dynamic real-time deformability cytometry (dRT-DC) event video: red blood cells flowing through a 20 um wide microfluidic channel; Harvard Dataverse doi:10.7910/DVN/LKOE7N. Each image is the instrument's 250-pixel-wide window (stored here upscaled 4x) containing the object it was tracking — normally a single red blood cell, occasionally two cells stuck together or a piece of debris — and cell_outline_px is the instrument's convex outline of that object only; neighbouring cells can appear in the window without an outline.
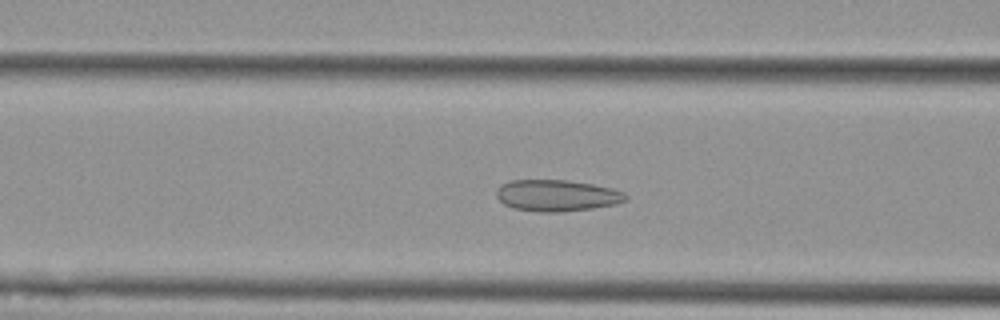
{"species": "Egyptian fruit bat (a non-hibernating species)", "species_latin": "Rousettus aegyptiacus", "temperature_condition": "cold", "stored_images_in_passage": 48, "camera_frame_rate_fps": 3000, "um_per_image_px": 0.085, "animal": {"sex": "female"}, "frame": {"image": 1, "passage_image": 14, "time_ms": 4.333, "image_size_px": [1000, 320], "cell_outline_px": [[628, 200], [616, 204], [592, 208], [560, 212], [536, 212], [512, 208], [504, 204], [496, 196], [496, 192], [500, 184], [512, 180], [568, 180], [592, 184], [612, 188], [624, 192], [628, 196]], "centroid_in_image_um": [47.33, 16.62], "position_along_channel_um": 119.3, "area_um2": 23.87}}
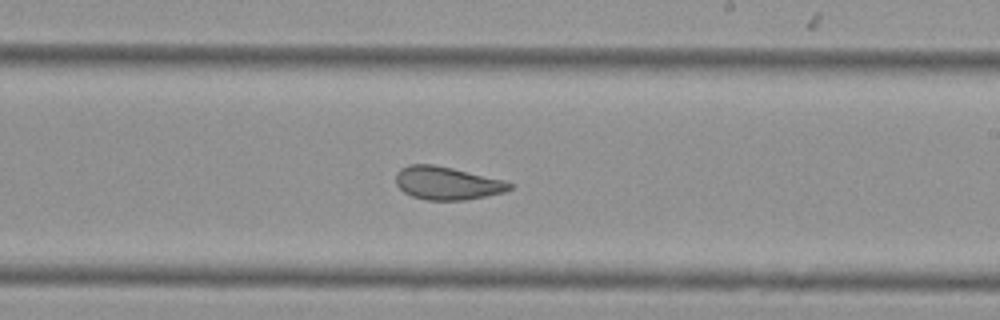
{"frame": {"image": 2, "passage_image": 25, "time_ms": 8.0, "image_size_px": [1000, 320], "cell_outline_px": [[512, 188], [504, 192], [464, 200], [428, 200], [412, 196], [404, 192], [396, 184], [396, 172], [400, 168], [408, 164], [432, 164], [452, 168], [504, 180], [512, 184]], "centroid_in_image_um": [37.97, 15.56], "position_along_channel_um": 251.0, "area_um2": 21.79}}
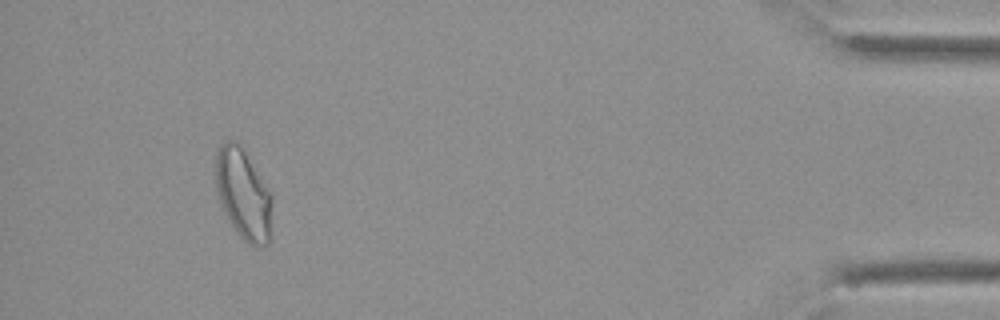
{"frame": {"image": 3, "passage_image": 44, "time_ms": 14.333, "image_size_px": [1000, 320], "cell_outline_px": [[272, 204], [268, 244], [264, 248], [248, 244], [240, 236], [228, 220], [216, 192], [216, 152], [220, 144], [228, 140], [236, 140], [248, 152], [272, 196]], "centroid_in_image_um": [20.68, 16.46], "position_along_channel_um": 414.5, "area_um2": 30.11}, "authors_computed_cell_mechanics": {"area_um2": 24.9407, "velocity_mm_per_s": 3.608, "shape_relaxation_time_tau1_ms": 9.089, "shape_relaxation_time_tau2_ms": 1.5649, "deformation_change_tau1": 0.1436, "deformation_change_tau2": 0.0736}}